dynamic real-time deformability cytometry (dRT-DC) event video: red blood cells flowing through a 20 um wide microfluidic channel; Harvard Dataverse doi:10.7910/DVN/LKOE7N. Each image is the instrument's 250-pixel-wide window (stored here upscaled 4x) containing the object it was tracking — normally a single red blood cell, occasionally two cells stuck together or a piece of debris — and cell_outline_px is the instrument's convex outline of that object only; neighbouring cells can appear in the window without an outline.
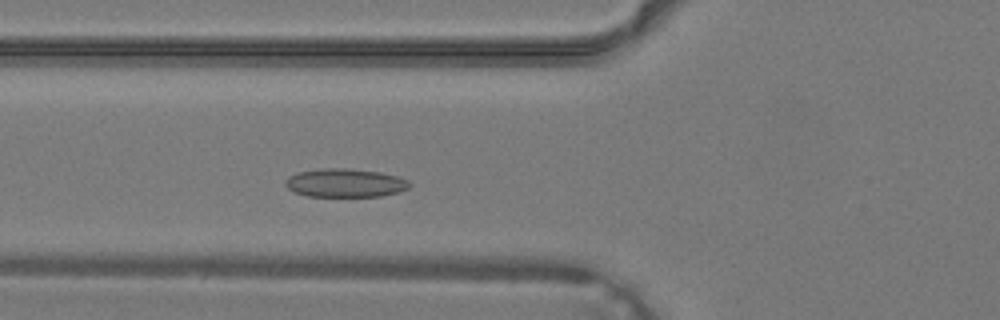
{"species": "common noctule bat (a hibernating species)", "species_latin": "Nyctalus noctula", "temperature_condition": "warm", "stored_images_in_passage": 29, "camera_frame_rate_fps": 3000, "um_per_image_px": 0.085, "animal": {"sex": "male", "body_mass_g": 19.2, "forearm_length_mm": 51.8}, "frame": {"image": 1, "passage_image": 4, "time_ms": 1.0, "image_size_px": [1000, 320], "cell_outline_px": [[412, 184], [408, 188], [400, 192], [380, 196], [308, 196], [292, 192], [284, 184], [288, 176], [296, 172], [324, 168], [348, 168], [380, 172], [396, 176], [408, 180]], "centroid_in_image_um": [29.32, 15.54], "position_along_channel_um": 96.5, "area_um2": 20.75}}
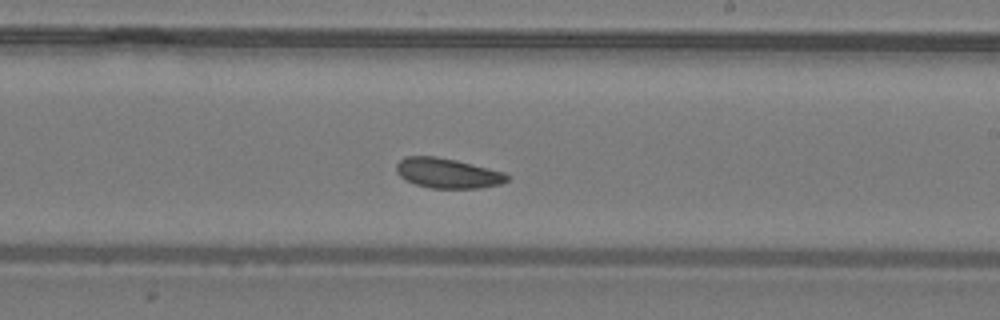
{"frame": {"image": 2, "passage_image": 13, "time_ms": 4.0, "image_size_px": [1000, 320], "cell_outline_px": [[508, 180], [500, 184], [480, 188], [432, 188], [416, 184], [404, 180], [396, 172], [396, 164], [404, 156], [436, 156], [456, 160], [504, 172], [508, 176]], "centroid_in_image_um": [38.01, 14.71], "position_along_channel_um": 251.0, "area_um2": 19.31}}
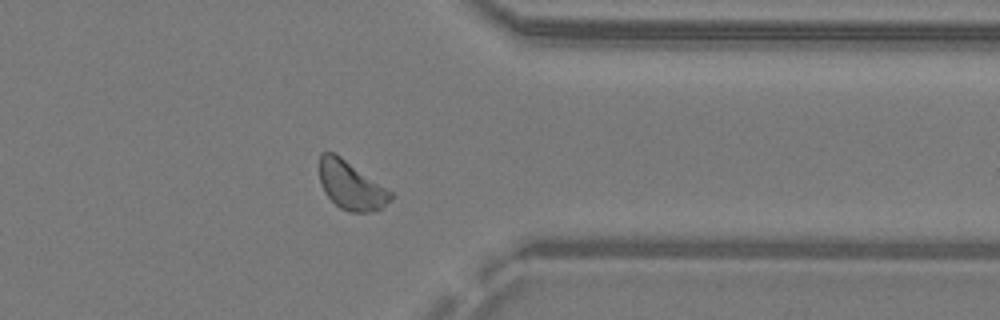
{"frame": {"image": 3, "passage_image": 21, "time_ms": 6.667, "image_size_px": [1000, 320], "cell_outline_px": [[392, 196], [380, 208], [372, 212], [348, 212], [340, 208], [324, 192], [320, 184], [320, 152], [336, 152], [392, 192]], "centroid_in_image_um": [29.8, 15.74], "position_along_channel_um": 381.6, "area_um2": 19.94}}